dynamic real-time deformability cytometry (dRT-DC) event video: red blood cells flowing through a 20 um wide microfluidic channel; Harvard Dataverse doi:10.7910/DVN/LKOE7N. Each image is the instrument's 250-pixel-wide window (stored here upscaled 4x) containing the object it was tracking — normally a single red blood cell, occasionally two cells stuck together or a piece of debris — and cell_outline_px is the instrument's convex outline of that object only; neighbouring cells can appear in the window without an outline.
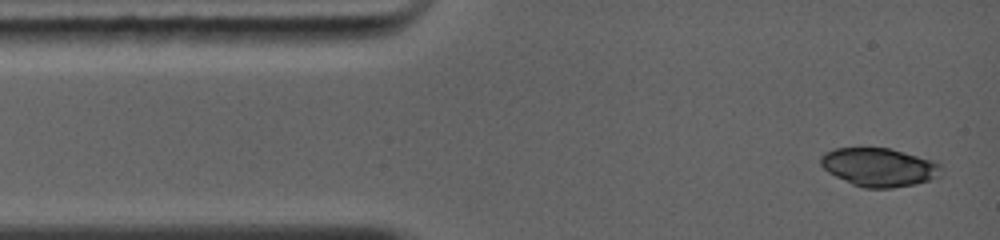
{"species": "common noctule bat (a hibernating species)", "species_latin": "Nyctalus noctula", "temperature_condition": "warm", "stored_images_in_passage": 3, "camera_frame_rate_fps": 5000, "um_per_image_px": 0.085, "animal": {"sex": "female", "body_mass_g": 19.0, "forearm_length_mm": 56.7}, "frame": {"image": 1, "passage_image": 1, "time_ms": 0.0, "image_size_px": [1000, 240], "cell_outline_px": [[944, 172], [940, 176], [916, 184], [892, 188], [864, 188], [852, 184], [828, 172], [820, 164], [820, 156], [824, 152], [836, 148], [888, 148], [936, 160], [940, 164]], "centroid_in_image_um": [74.76, 14.21], "position_along_channel_um": 10.2, "area_um2": 27.22}}